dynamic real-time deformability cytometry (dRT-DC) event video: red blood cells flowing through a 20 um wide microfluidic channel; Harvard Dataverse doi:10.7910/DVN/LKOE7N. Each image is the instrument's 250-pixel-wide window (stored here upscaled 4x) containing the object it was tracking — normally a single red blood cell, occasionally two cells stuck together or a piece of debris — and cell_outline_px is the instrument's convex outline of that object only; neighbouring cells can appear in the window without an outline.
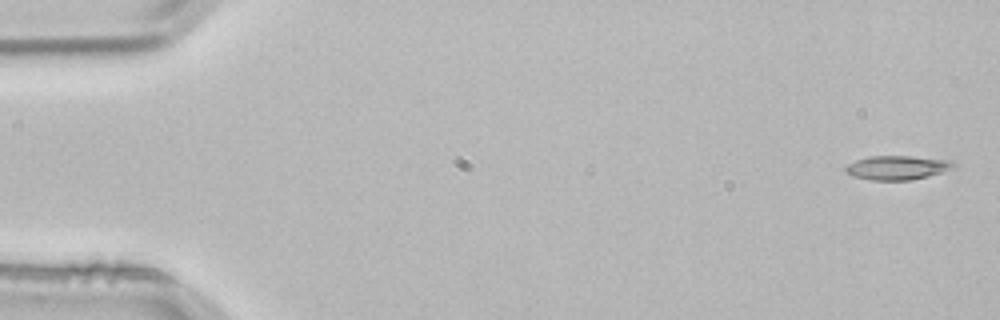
{"species": "common noctule bat (a hibernating species)", "species_latin": "Nyctalus noctula", "temperature_condition": "room temperature", "stored_images_in_passage": 4, "camera_frame_rate_fps": 3000, "um_per_image_px": 0.085, "animal": {"sex": "male", "body_mass_g": 21.5, "forearm_length_mm": 52.0}, "frame": {"image": 1, "passage_image": 1, "time_ms": 0.0, "image_size_px": [1000, 320], "cell_outline_px": [[956, 168], [928, 176], [912, 180], [872, 180], [852, 176], [844, 172], [844, 168], [848, 164], [856, 160], [868, 156], [912, 156], [952, 160], [956, 164]], "centroid_in_image_um": [76.28, 14.24], "position_along_channel_um": 8.7, "area_um2": 15.37}}
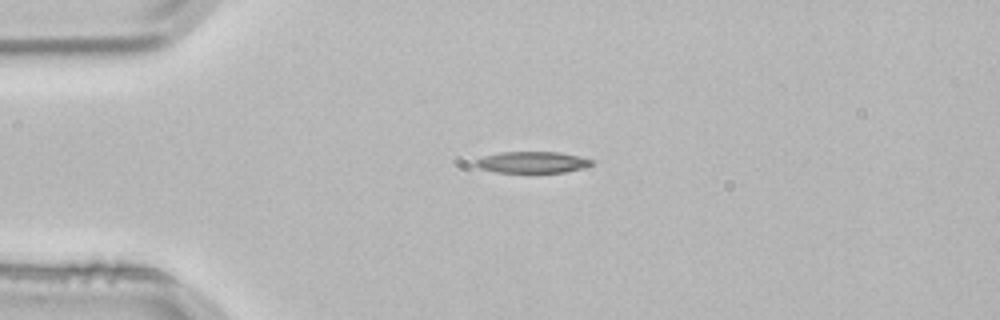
{"frame": {"image": 2, "passage_image": 3, "time_ms": 0.667, "image_size_px": [1000, 320], "cell_outline_px": [[596, 160], [592, 164], [584, 168], [564, 172], [496, 172], [480, 168], [476, 164], [476, 160], [484, 156], [500, 152], [560, 152], [580, 156]], "centroid_in_image_um": [45.31, 13.78], "position_along_channel_um": 39.7, "area_um2": 14.45}}
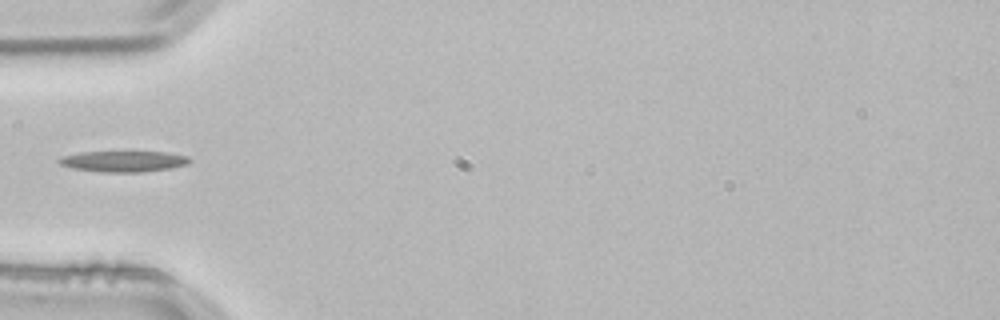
{"frame": {"image": 3, "passage_image": 4, "time_ms": 1.0, "image_size_px": [1000, 320], "cell_outline_px": [[192, 160], [188, 164], [172, 168], [140, 172], [100, 172], [72, 168], [60, 164], [56, 160], [60, 156], [80, 152], [168, 152], [188, 156]], "centroid_in_image_um": [10.49, 13.71], "position_along_channel_um": 74.5, "area_um2": 16.07}}